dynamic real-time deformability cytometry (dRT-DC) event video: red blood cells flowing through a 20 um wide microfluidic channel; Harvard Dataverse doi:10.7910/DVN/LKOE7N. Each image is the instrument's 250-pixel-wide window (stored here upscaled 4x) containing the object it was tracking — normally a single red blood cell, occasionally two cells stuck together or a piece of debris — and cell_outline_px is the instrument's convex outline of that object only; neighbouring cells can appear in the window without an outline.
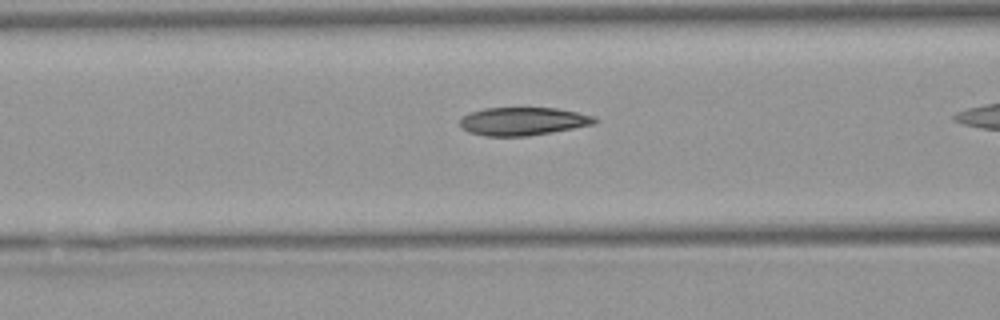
{"species": "Egyptian fruit bat (a non-hibernating species)", "species_latin": "Rousettus aegyptiacus", "temperature_condition": "warm", "stored_images_in_passage": 29, "camera_frame_rate_fps": 3000, "um_per_image_px": 0.085, "animal": {"sex": "female"}, "frame": {"image": 1, "passage_image": 9, "time_ms": 2.667, "image_size_px": [1000, 320], "cell_outline_px": [[600, 120], [596, 124], [552, 132], [528, 136], [484, 136], [468, 132], [460, 128], [460, 116], [484, 108], [556, 108], [596, 116]], "centroid_in_image_um": [44.46, 10.31], "position_along_channel_um": 122.1, "area_um2": 22.31}}
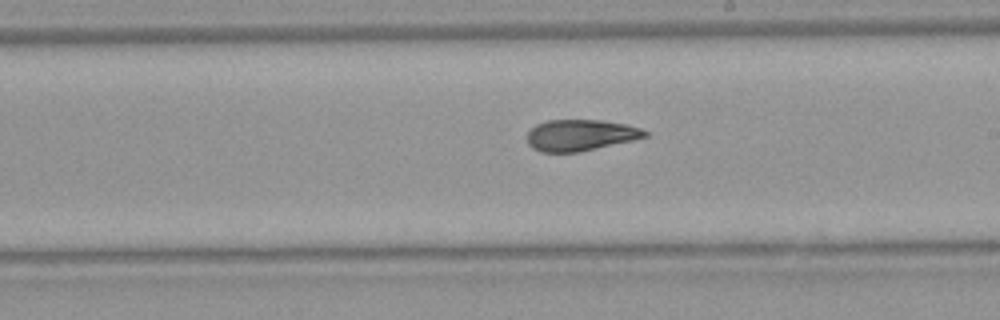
{"frame": {"image": 2, "passage_image": 18, "time_ms": 5.667, "image_size_px": [1000, 320], "cell_outline_px": [[648, 136], [632, 140], [580, 152], [540, 152], [532, 148], [528, 144], [528, 132], [536, 124], [548, 120], [600, 120], [624, 124], [640, 128], [648, 132]], "centroid_in_image_um": [49.31, 11.49], "position_along_channel_um": 239.7, "area_um2": 21.33}}
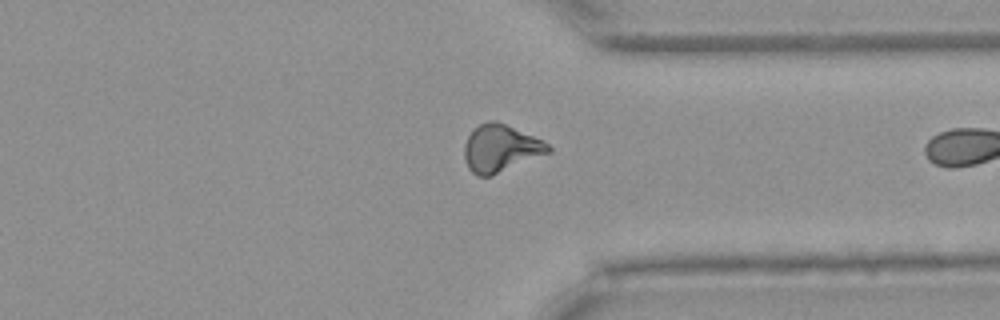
{"frame": {"image": 3, "passage_image": 28, "time_ms": 9.0, "image_size_px": [1000, 320], "cell_outline_px": [[552, 152], [492, 176], [476, 176], [468, 168], [464, 156], [464, 144], [468, 136], [480, 124], [488, 120], [496, 120], [544, 140], [552, 148]], "centroid_in_image_um": [42.57, 12.62], "position_along_channel_um": 368.8, "area_um2": 23.35}}